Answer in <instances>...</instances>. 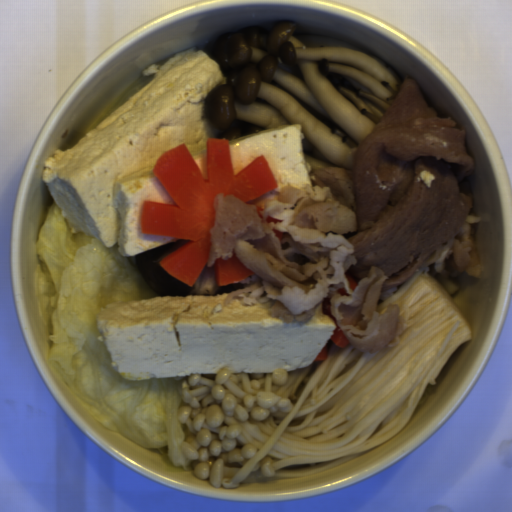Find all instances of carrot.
I'll return each instance as SVG.
<instances>
[{"label":"carrot","instance_id":"obj_6","mask_svg":"<svg viewBox=\"0 0 512 512\" xmlns=\"http://www.w3.org/2000/svg\"><path fill=\"white\" fill-rule=\"evenodd\" d=\"M282 221H283V220H280V219L274 218V217H272V216H270V215L266 217V223L274 222V223L276 224V223H280V222H282Z\"/></svg>","mask_w":512,"mask_h":512},{"label":"carrot","instance_id":"obj_4","mask_svg":"<svg viewBox=\"0 0 512 512\" xmlns=\"http://www.w3.org/2000/svg\"><path fill=\"white\" fill-rule=\"evenodd\" d=\"M329 356V351H328V344L322 349V351L319 353V355L315 358V360L313 362H321V361H326L327 358Z\"/></svg>","mask_w":512,"mask_h":512},{"label":"carrot","instance_id":"obj_7","mask_svg":"<svg viewBox=\"0 0 512 512\" xmlns=\"http://www.w3.org/2000/svg\"><path fill=\"white\" fill-rule=\"evenodd\" d=\"M274 233H275V236L278 238V240H282L283 236H284V232H281L279 230H277L276 228H273L272 230Z\"/></svg>","mask_w":512,"mask_h":512},{"label":"carrot","instance_id":"obj_5","mask_svg":"<svg viewBox=\"0 0 512 512\" xmlns=\"http://www.w3.org/2000/svg\"><path fill=\"white\" fill-rule=\"evenodd\" d=\"M346 277H347V280H348V284H349V287L352 291H355V289L357 288L358 286V283L357 281L355 280V278L350 274V273H346L345 274Z\"/></svg>","mask_w":512,"mask_h":512},{"label":"carrot","instance_id":"obj_8","mask_svg":"<svg viewBox=\"0 0 512 512\" xmlns=\"http://www.w3.org/2000/svg\"><path fill=\"white\" fill-rule=\"evenodd\" d=\"M338 293H340V296H349L350 294L346 292L345 288L341 287L338 289L337 291Z\"/></svg>","mask_w":512,"mask_h":512},{"label":"carrot","instance_id":"obj_1","mask_svg":"<svg viewBox=\"0 0 512 512\" xmlns=\"http://www.w3.org/2000/svg\"><path fill=\"white\" fill-rule=\"evenodd\" d=\"M207 178H204L189 147L179 144L161 154L153 174L173 203L144 201L140 228L144 234L188 240L162 259L160 266L172 277L193 286L209 263L210 232L215 224V197L232 195L250 202L278 188L264 157L234 173L227 138H206Z\"/></svg>","mask_w":512,"mask_h":512},{"label":"carrot","instance_id":"obj_2","mask_svg":"<svg viewBox=\"0 0 512 512\" xmlns=\"http://www.w3.org/2000/svg\"><path fill=\"white\" fill-rule=\"evenodd\" d=\"M214 281L217 286L238 282L255 273L246 267L234 251L229 259L217 258L213 264Z\"/></svg>","mask_w":512,"mask_h":512},{"label":"carrot","instance_id":"obj_3","mask_svg":"<svg viewBox=\"0 0 512 512\" xmlns=\"http://www.w3.org/2000/svg\"><path fill=\"white\" fill-rule=\"evenodd\" d=\"M322 311H323V314L329 316L332 319V321L335 323V330H334V333L329 338L330 341H332L334 344H336L339 348L344 349V348L348 347L350 344V341L345 336V334L342 332V330L337 322L336 317L332 315L330 298H327V297L324 298V300L322 302Z\"/></svg>","mask_w":512,"mask_h":512}]
</instances>
